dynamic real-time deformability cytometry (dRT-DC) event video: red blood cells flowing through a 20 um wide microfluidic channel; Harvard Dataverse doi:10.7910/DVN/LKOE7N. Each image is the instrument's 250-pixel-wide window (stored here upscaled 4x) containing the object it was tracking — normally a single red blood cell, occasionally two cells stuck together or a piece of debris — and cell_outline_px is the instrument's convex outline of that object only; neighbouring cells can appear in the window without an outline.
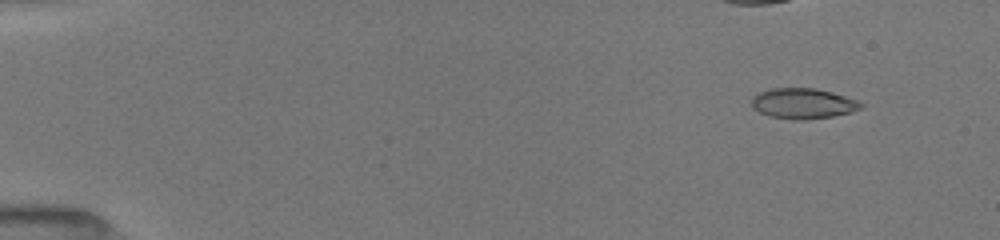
{"species": "common noctule bat (a hibernating species)", "species_latin": "Nyctalus noctula", "temperature_condition": "room temperature", "stored_images_in_passage": 33, "camera_frame_rate_fps": 3000, "um_per_image_px": 0.085, "animal": {"sex": "female", "body_mass_g": 19.5, "forearm_length_mm": 54.1}, "frame": {"image": 1, "passage_image": 9, "time_ms": 1.333, "image_size_px": [1000, 240], "cell_outline_px": [[864, 104], [860, 108], [852, 112], [832, 116], [800, 120], [792, 120], [768, 116], [760, 112], [752, 104], [752, 96], [756, 92], [772, 88], [816, 88], [832, 92], [856, 100]], "centroid_in_image_um": [68.23, 8.79], "position_along_channel_um": 16.8, "area_um2": 19.36}}